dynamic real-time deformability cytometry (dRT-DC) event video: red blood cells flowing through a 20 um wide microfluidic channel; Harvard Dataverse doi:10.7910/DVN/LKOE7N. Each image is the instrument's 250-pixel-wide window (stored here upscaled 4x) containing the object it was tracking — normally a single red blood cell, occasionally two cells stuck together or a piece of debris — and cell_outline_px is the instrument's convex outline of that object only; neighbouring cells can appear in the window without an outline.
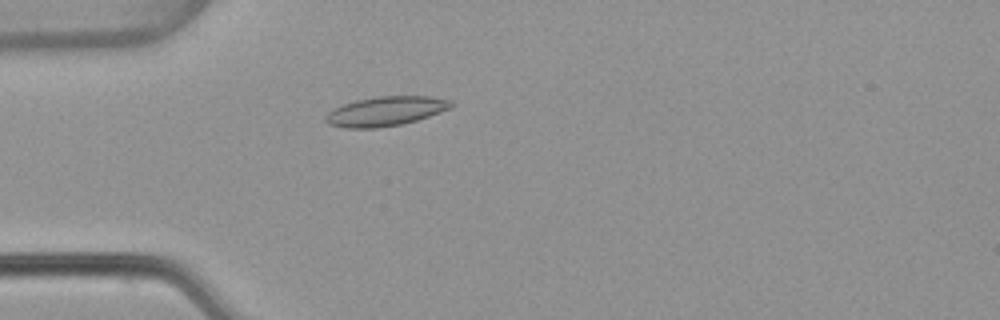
{"species": "common noctule bat (a hibernating species)", "species_latin": "Nyctalus noctula", "temperature_condition": "warm", "stored_images_in_passage": 54, "camera_frame_rate_fps": 3000, "um_per_image_px": 0.085, "animal": {"sex": "female", "body_mass_g": 22.7, "forearm_length_mm": 54.2}, "frame": {"image": 1, "passage_image": 16, "time_ms": 5.0, "image_size_px": [1000, 320], "cell_outline_px": [[456, 104], [452, 108], [416, 120], [400, 124], [376, 128], [344, 128], [328, 124], [324, 120], [328, 112], [332, 108], [356, 100], [380, 96], [428, 96], [452, 100]], "centroid_in_image_um": [32.78, 9.45], "position_along_channel_um": 52.2, "area_um2": 21.56}}
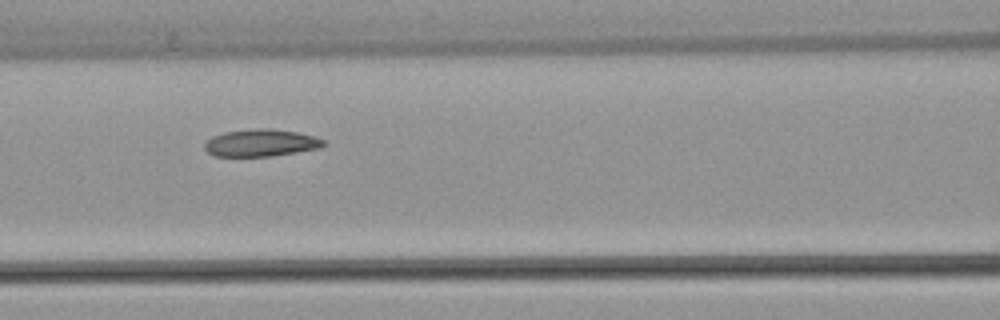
{"frame": {"image": 2, "passage_image": 24, "time_ms": 7.667, "image_size_px": [1000, 320], "cell_outline_px": [[324, 144], [320, 148], [272, 156], [212, 156], [204, 148], [204, 144], [212, 136], [224, 132], [256, 128], [268, 128], [296, 132], [316, 136], [324, 140]], "centroid_in_image_um": [22.16, 12.14], "position_along_channel_um": 144.4, "area_um2": 18.84}}
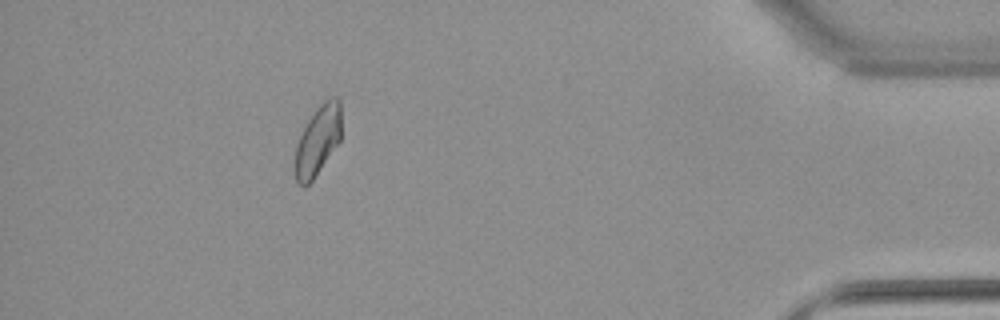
{"frame": {"image": 3, "passage_image": 49, "time_ms": 16.0, "image_size_px": [1000, 320], "cell_outline_px": [[340, 140], [312, 180], [304, 188], [296, 184], [292, 164], [296, 144], [308, 120], [316, 108], [324, 100], [332, 96], [336, 96], [340, 100]], "centroid_in_image_um": [26.95, 11.98], "position_along_channel_um": 408.2, "area_um2": 19.02}, "authors_computed_cell_mechanics": {"area_um2": 19.5653, "velocity_mm_per_s": 3.816, "shape_relaxation_time_tau1_ms": 9.745, "shape_relaxation_time_tau2_ms": 3.2015, "deformation_change_tau1": 0.1946, "deformation_change_tau2": 0.09}}